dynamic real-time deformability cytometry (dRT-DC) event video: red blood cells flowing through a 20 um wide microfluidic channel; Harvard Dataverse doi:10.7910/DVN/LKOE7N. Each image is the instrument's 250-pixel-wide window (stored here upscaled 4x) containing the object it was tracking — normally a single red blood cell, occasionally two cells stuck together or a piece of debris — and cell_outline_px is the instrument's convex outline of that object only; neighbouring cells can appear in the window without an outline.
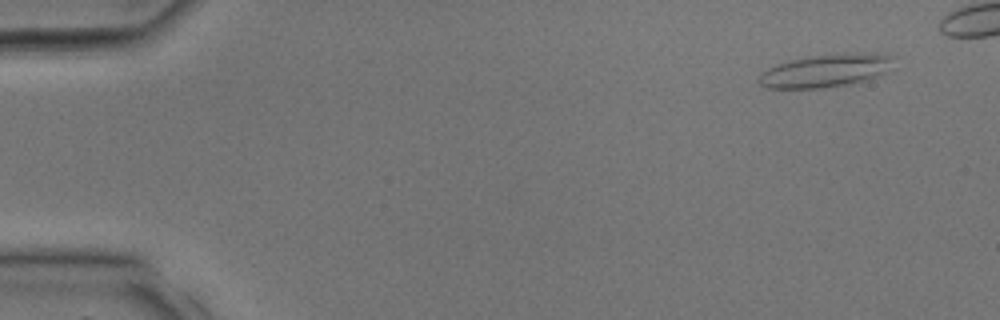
{"species": "common noctule bat (a hibernating species)", "species_latin": "Nyctalus noctula", "temperature_condition": "room temperature", "stored_images_in_passage": 30, "camera_frame_rate_fps": 3000, "um_per_image_px": 0.085, "animal": {"sex": "male", "body_mass_g": 17.9, "forearm_length_mm": 54.2}, "frame": {"image": 1, "passage_image": 2, "time_ms": 0.333, "image_size_px": [1000, 320], "cell_outline_px": [[892, 56], [884, 72], [876, 76], [852, 84], [824, 88], [768, 88], [760, 84], [756, 80], [768, 68], [792, 60], [816, 56], [844, 52], [848, 52]], "centroid_in_image_um": [70.11, 6.03], "position_along_channel_um": 14.9, "area_um2": 25.03}}
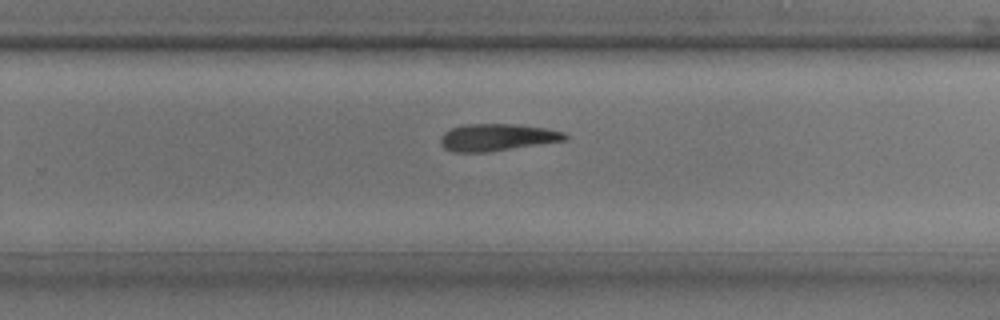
{"frame": {"image": 2, "passage_image": 21, "time_ms": 6.667, "image_size_px": [1000, 320], "cell_outline_px": [[568, 140], [488, 152], [452, 152], [444, 148], [440, 144], [440, 140], [444, 132], [452, 128], [468, 124], [520, 124], [544, 128], [564, 132], [568, 136]], "centroid_in_image_um": [42.26, 11.68], "position_along_channel_um": 287.5, "area_um2": 19.71}}
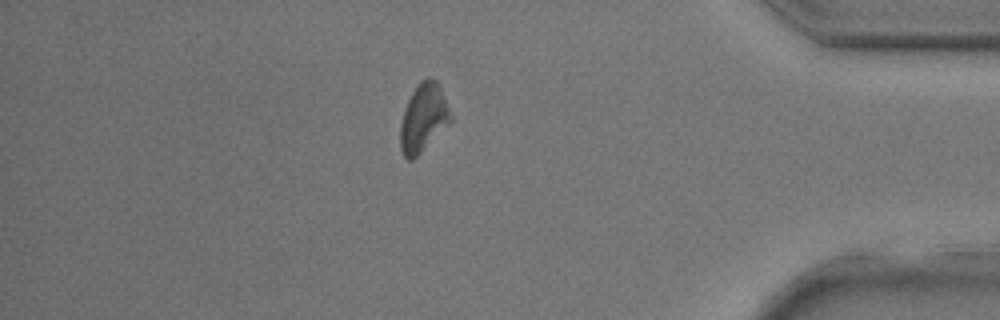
{"frame": {"image": 3, "passage_image": 28, "time_ms": 9.0, "image_size_px": [1000, 320], "cell_outline_px": [[452, 120], [412, 160], [408, 160], [404, 156], [400, 148], [400, 124], [408, 100], [412, 92], [420, 80], [428, 76], [436, 80], [440, 88], [452, 116]], "centroid_in_image_um": [35.97, 9.99], "position_along_channel_um": 399.2, "area_um2": 19.54}}